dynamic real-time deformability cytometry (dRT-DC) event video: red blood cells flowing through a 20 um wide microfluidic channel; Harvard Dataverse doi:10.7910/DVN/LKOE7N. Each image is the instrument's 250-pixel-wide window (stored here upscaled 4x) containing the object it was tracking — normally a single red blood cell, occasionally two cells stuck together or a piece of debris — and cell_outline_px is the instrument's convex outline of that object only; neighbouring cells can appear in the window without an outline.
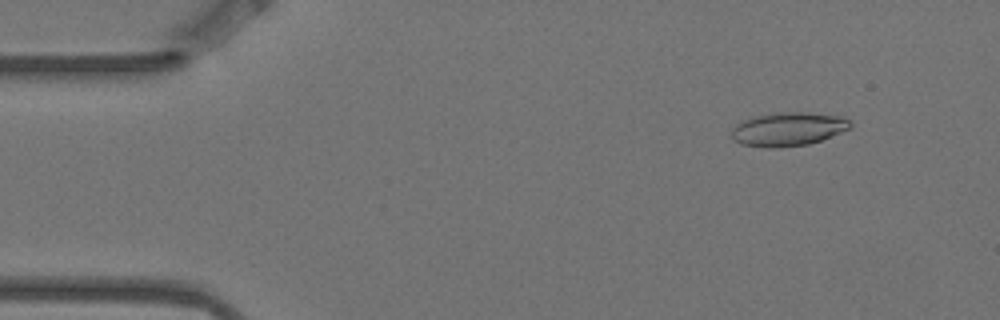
{"species": "Egyptian fruit bat (a non-hibernating species)", "species_latin": "Rousettus aegyptiacus", "temperature_condition": "warm", "stored_images_in_passage": 6, "camera_frame_rate_fps": 3000, "um_per_image_px": 0.085, "animal": {"sex": "female"}, "frame": {"image": 1, "passage_image": 2, "time_ms": 0.333, "image_size_px": [1000, 320], "cell_outline_px": [[852, 124], [848, 128], [840, 132], [820, 140], [808, 144], [780, 148], [768, 148], [740, 144], [732, 140], [732, 128], [740, 120], [756, 116], [780, 112], [808, 112], [844, 116]], "centroid_in_image_um": [66.94, 10.97], "position_along_channel_um": 18.1, "area_um2": 23.41}}
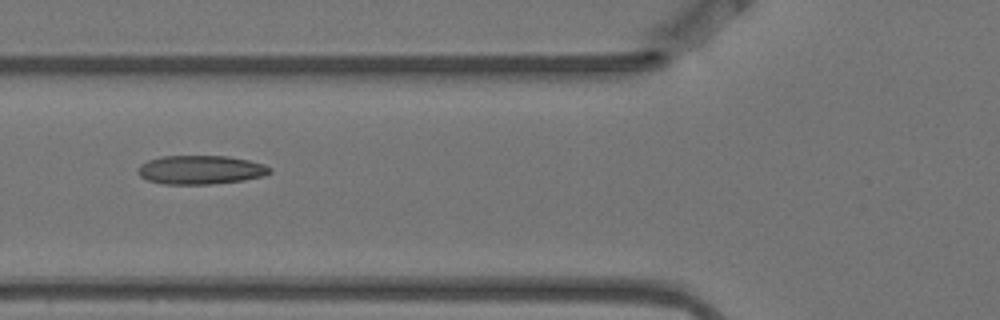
{"frame": {"image": 2, "passage_image": 6, "time_ms": 1.667, "image_size_px": [1000, 320], "cell_outline_px": [[272, 172], [264, 176], [244, 180], [208, 184], [164, 184], [148, 180], [140, 176], [136, 172], [136, 168], [140, 164], [148, 160], [160, 156], [228, 156], [248, 160], [264, 164], [272, 168]], "centroid_in_image_um": [17.04, 14.43], "position_along_channel_um": 108.8, "area_um2": 22.31}}